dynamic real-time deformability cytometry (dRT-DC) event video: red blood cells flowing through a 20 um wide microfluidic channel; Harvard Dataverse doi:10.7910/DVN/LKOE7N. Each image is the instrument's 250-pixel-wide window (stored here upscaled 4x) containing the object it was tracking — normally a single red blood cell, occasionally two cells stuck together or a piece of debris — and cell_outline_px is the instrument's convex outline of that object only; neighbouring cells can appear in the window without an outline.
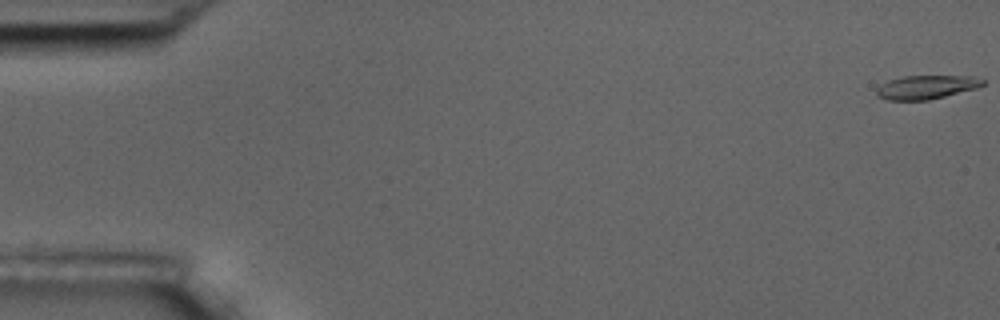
{"species": "common noctule bat (a hibernating species)", "species_latin": "Nyctalus noctula", "temperature_condition": "room temperature", "stored_images_in_passage": 7, "segment_of_instrument_passage": [1, 2], "camera_frame_rate_fps": 3000, "um_per_image_px": 0.085, "animal": {"sex": "male", "body_mass_g": 17.5, "forearm_length_mm": 52.3}, "frame": {"image": 1, "passage_image": 1, "time_ms": 0.0, "image_size_px": [1000, 320], "cell_outline_px": [[984, 84], [976, 88], [928, 100], [888, 100], [876, 96], [876, 88], [880, 84], [888, 80], [904, 76], [976, 76], [984, 80]], "centroid_in_image_um": [78.7, 7.4], "position_along_channel_um": 6.3, "area_um2": 14.68}}
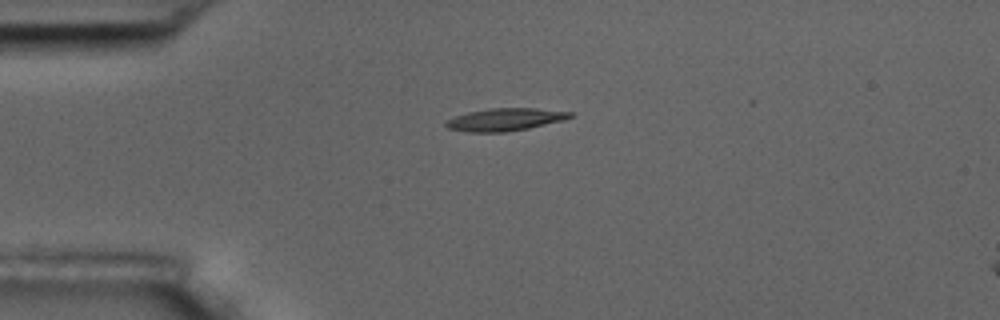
{"frame": {"image": 2, "passage_image": 5, "time_ms": 4.667, "image_size_px": [1000, 320], "cell_outline_px": [[572, 116], [564, 120], [528, 128], [504, 132], [464, 132], [448, 128], [444, 124], [448, 120], [456, 116], [468, 112], [488, 108], [536, 108], [572, 112]], "centroid_in_image_um": [42.92, 10.16], "position_along_channel_um": 42.1, "area_um2": 16.24}}